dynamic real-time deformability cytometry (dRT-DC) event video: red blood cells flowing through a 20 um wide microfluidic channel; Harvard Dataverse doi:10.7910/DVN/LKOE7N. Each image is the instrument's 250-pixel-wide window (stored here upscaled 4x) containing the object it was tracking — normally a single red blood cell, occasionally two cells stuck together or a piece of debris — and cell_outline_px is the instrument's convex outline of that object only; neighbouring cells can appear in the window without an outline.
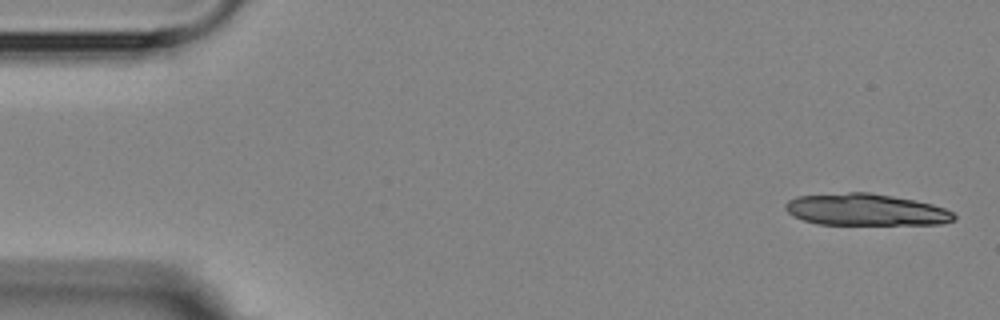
{"species": "Egyptian fruit bat (a non-hibernating species)", "species_latin": "Rousettus aegyptiacus", "temperature_condition": "room temperature", "stored_images_in_passage": 5, "camera_frame_rate_fps": 3000, "um_per_image_px": 0.085, "animal": {"sex": "female"}, "frame": {"image": 1, "passage_image": 1, "time_ms": 0.0, "image_size_px": [1000, 320], "cell_outline_px": [[956, 220], [944, 224], [816, 224], [792, 216], [784, 208], [784, 204], [788, 200], [796, 196], [848, 192], [868, 192], [892, 196], [932, 204], [944, 208], [952, 212], [956, 216]], "centroid_in_image_um": [73.56, 17.83], "position_along_channel_um": 11.4, "area_um2": 31.27}}